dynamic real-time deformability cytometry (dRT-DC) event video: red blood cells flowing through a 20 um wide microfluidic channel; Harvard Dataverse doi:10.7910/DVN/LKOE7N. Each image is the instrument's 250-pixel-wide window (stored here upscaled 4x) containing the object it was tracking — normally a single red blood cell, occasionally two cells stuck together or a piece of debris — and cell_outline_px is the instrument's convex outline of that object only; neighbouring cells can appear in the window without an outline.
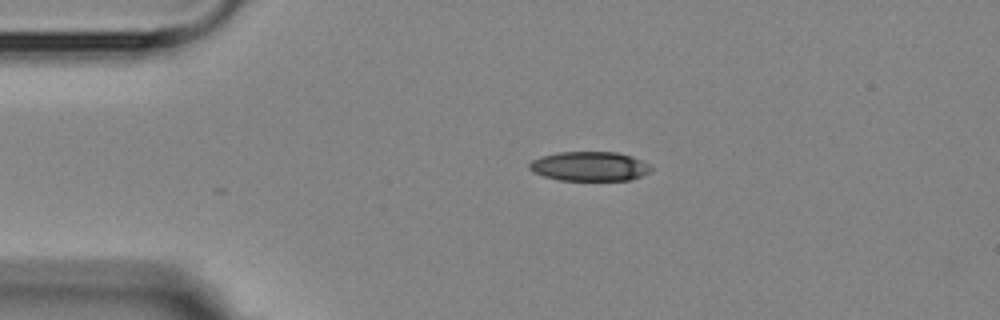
{"species": "Egyptian fruit bat (a non-hibernating species)", "species_latin": "Rousettus aegyptiacus", "temperature_condition": "room temperature", "stored_images_in_passage": 2, "camera_frame_rate_fps": 3000, "um_per_image_px": 0.085, "animal": {"sex": "female"}, "frame": {"image": 1, "passage_image": 1, "time_ms": 0.0, "image_size_px": [1000, 320], "cell_outline_px": [[652, 168], [648, 172], [640, 176], [628, 180], [560, 180], [544, 176], [532, 172], [528, 168], [528, 164], [532, 160], [540, 156], [560, 152], [616, 152], [632, 156], [648, 164]], "centroid_in_image_um": [50.06, 14.13], "position_along_channel_um": 34.9, "area_um2": 20.75}}